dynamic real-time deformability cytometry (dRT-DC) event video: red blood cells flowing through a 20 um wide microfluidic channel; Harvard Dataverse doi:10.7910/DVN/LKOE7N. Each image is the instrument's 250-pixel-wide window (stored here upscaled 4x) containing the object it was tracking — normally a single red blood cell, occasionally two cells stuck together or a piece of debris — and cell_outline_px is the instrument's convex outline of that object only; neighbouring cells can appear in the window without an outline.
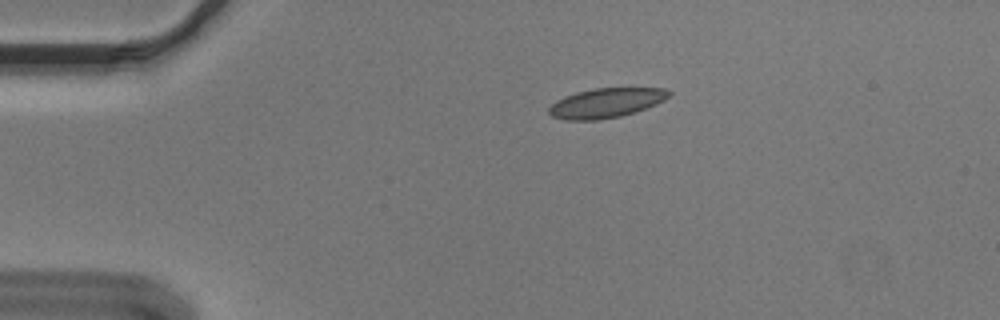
{"species": "Egyptian fruit bat (a non-hibernating species)", "species_latin": "Rousettus aegyptiacus", "temperature_condition": "cold", "stored_images_in_passage": 56, "camera_frame_rate_fps": 3000, "um_per_image_px": 0.085, "animal": {"sex": "male"}, "frame": {"image": 1, "passage_image": 12, "time_ms": 3.667, "image_size_px": [1000, 320], "cell_outline_px": [[672, 92], [664, 100], [656, 104], [636, 112], [620, 116], [596, 120], [564, 120], [552, 116], [548, 112], [548, 108], [556, 100], [564, 96], [576, 92], [592, 88], [664, 88]], "centroid_in_image_um": [51.49, 8.75], "position_along_channel_um": 33.5, "area_um2": 20.75}}
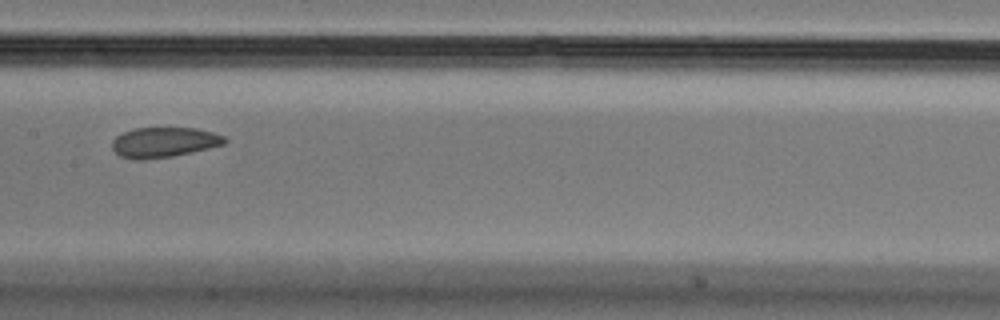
{"frame": {"image": 2, "passage_image": 29, "time_ms": 9.333, "image_size_px": [1000, 320], "cell_outline_px": [[228, 140], [224, 144], [192, 152], [172, 156], [144, 160], [136, 160], [120, 156], [112, 148], [112, 140], [116, 136], [124, 132], [136, 128], [196, 128], [212, 132], [224, 136]], "centroid_in_image_um": [13.93, 12.1], "position_along_channel_um": 193.5, "area_um2": 19.71}}
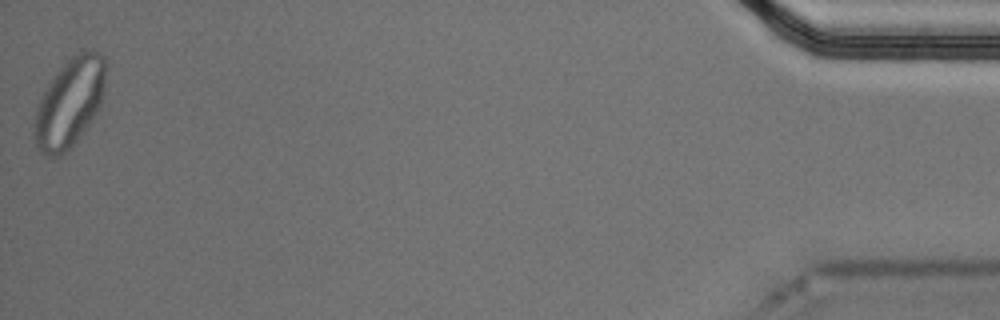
{"frame": {"image": 3, "passage_image": 56, "time_ms": 18.333, "image_size_px": [1000, 320], "cell_outline_px": [[104, 92], [100, 104], [96, 112], [84, 132], [60, 156], [48, 156], [36, 144], [32, 132], [36, 108], [48, 84], [56, 72], [76, 52], [84, 48], [92, 48], [100, 52], [104, 56]], "centroid_in_image_um": [5.91, 8.68], "position_along_channel_um": 429.3, "area_um2": 36.65}, "authors_computed_cell_mechanics": {"area_um2": 20.8658, "velocity_mm_per_s": 3.6207, "shape_relaxation_time_tau1_ms": null, "shape_relaxation_time_tau2_ms": 3.0523, "deformation_change_tau1": null, "deformation_change_tau2": 0.0628}}